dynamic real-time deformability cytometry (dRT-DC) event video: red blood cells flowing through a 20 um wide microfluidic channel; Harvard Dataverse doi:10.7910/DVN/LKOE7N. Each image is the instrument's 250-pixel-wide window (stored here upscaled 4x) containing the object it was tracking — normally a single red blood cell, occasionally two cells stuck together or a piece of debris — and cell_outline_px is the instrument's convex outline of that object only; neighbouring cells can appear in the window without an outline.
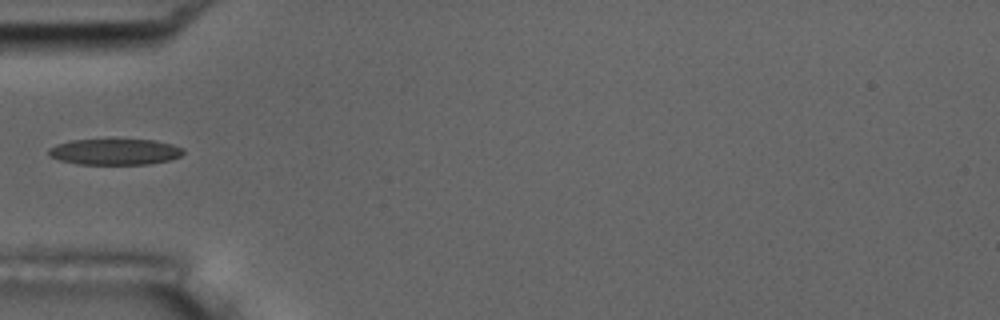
{"species": "common noctule bat (a hibernating species)", "species_latin": "Nyctalus noctula", "temperature_condition": "room temperature", "stored_images_in_passage": 5, "camera_frame_rate_fps": 3000, "um_per_image_px": 0.085, "animal": {"sex": "male", "body_mass_g": 17.5, "forearm_length_mm": 52.3}, "frame": {"image": 1, "passage_image": 4, "time_ms": 1.0, "image_size_px": [1000, 320], "cell_outline_px": [[184, 152], [180, 156], [172, 160], [148, 164], [76, 164], [60, 160], [48, 156], [48, 148], [56, 144], [72, 140], [112, 136], [156, 140], [172, 144], [184, 148]], "centroid_in_image_um": [9.76, 12.84], "position_along_channel_um": 75.2, "area_um2": 21.73}}